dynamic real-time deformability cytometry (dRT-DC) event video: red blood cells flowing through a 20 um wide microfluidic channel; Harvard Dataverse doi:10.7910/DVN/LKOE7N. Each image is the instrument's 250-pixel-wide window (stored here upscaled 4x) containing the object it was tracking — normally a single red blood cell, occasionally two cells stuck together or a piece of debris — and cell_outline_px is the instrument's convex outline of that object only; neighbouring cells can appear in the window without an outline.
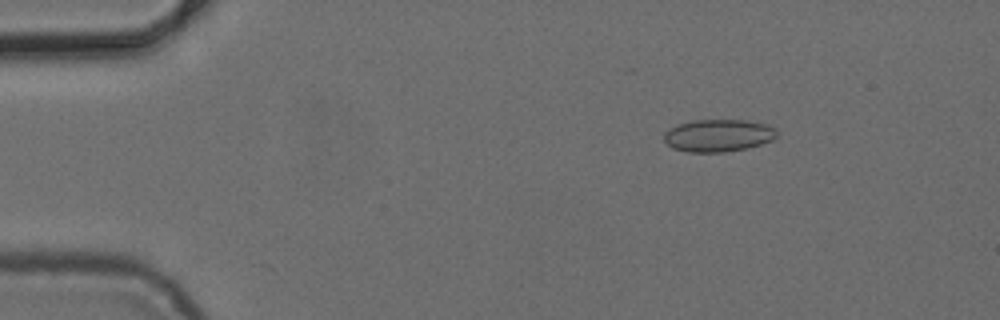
{"species": "common noctule bat (a hibernating species)", "species_latin": "Nyctalus noctula", "temperature_condition": "cold", "stored_images_in_passage": 5, "camera_frame_rate_fps": 3000, "um_per_image_px": 0.085, "animal": {"sex": "female", "body_mass_g": 24.6, "forearm_length_mm": 56.2}, "frame": {"image": 1, "passage_image": 3, "time_ms": 2.333, "image_size_px": [1000, 320], "cell_outline_px": [[776, 136], [772, 140], [760, 144], [744, 148], [724, 152], [688, 152], [672, 148], [664, 140], [664, 132], [668, 128], [676, 124], [696, 120], [748, 120], [768, 124], [776, 128]], "centroid_in_image_um": [61.03, 11.5], "position_along_channel_um": 24.0, "area_um2": 21.39}}